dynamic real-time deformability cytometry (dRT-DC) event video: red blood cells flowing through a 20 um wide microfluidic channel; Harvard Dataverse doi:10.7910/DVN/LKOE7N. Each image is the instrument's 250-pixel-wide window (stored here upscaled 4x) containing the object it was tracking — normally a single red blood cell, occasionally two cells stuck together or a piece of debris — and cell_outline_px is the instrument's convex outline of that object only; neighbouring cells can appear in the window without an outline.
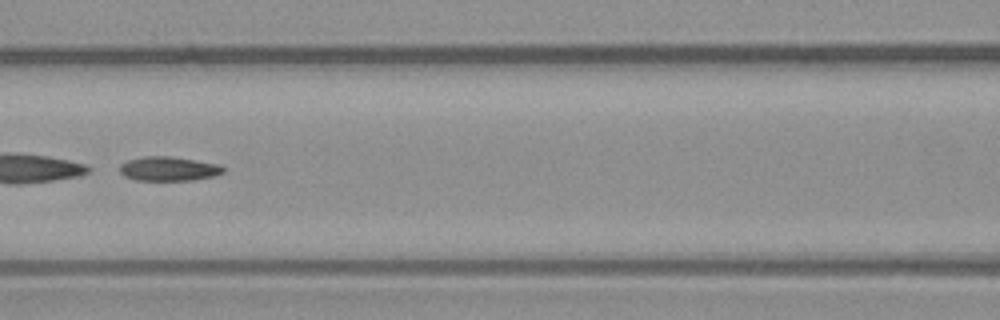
{"species": "common noctule bat (a hibernating species)", "species_latin": "Nyctalus noctula", "temperature_condition": "warm", "stored_images_in_passage": 54, "segment_of_instrument_passage": [2, 2], "camera_frame_rate_fps": 3000, "um_per_image_px": 0.085, "animal": {"sex": "male", "body_mass_g": 23.1, "forearm_length_mm": 52.7}, "frame": {"image": 1, "passage_image": 24, "time_ms": 7.667, "image_size_px": [1000, 320], "cell_outline_px": [[224, 172], [216, 176], [192, 180], [136, 180], [124, 176], [120, 172], [120, 164], [128, 160], [144, 156], [168, 156], [196, 160], [220, 164], [224, 168]], "centroid_in_image_um": [14.35, 14.34], "position_along_channel_um": 152.2, "area_um2": 14.68}}
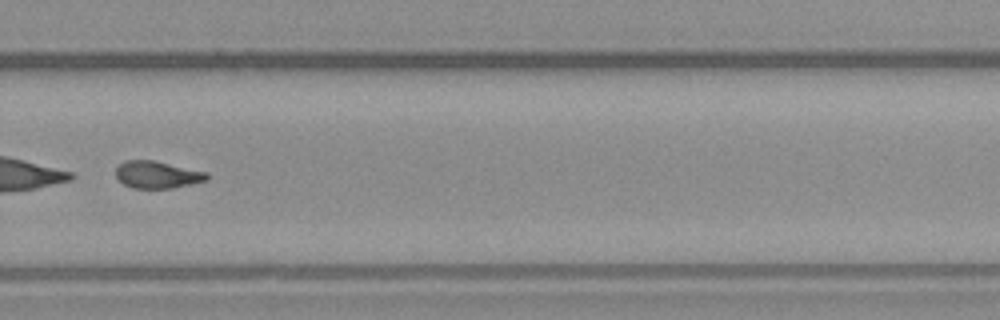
{"frame": {"image": 2, "passage_image": 37, "time_ms": 12.0, "image_size_px": [1000, 320], "cell_outline_px": [[208, 180], [192, 184], [172, 188], [132, 188], [124, 184], [116, 176], [116, 168], [124, 160], [152, 160], [208, 172]], "centroid_in_image_um": [13.38, 14.85], "position_along_channel_um": 316.4, "area_um2": 14.39}}